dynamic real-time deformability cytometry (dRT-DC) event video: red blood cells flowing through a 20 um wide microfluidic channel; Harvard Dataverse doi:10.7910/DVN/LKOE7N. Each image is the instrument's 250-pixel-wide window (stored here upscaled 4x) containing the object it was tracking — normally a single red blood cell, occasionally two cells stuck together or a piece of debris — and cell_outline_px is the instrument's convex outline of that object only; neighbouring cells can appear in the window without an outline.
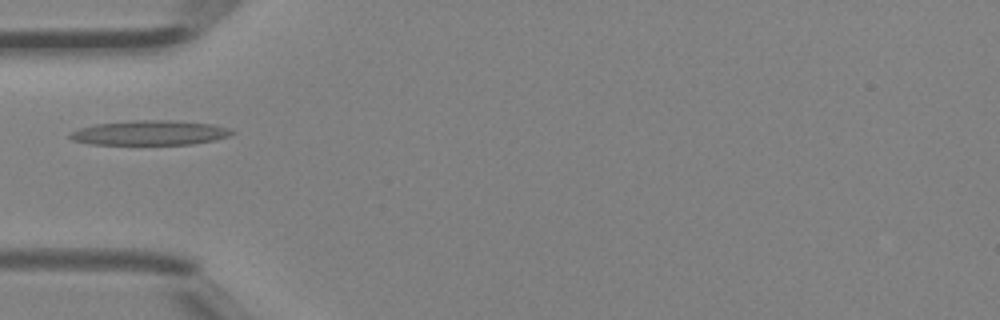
{"species": "Egyptian fruit bat (a non-hibernating species)", "species_latin": "Rousettus aegyptiacus", "temperature_condition": "room temperature", "stored_images_in_passage": 2, "camera_frame_rate_fps": 3000, "um_per_image_px": 0.085, "animal": {"sex": "female"}, "frame": {"image": 1, "passage_image": 2, "time_ms": 0.333, "image_size_px": [1000, 320], "cell_outline_px": [[236, 132], [228, 136], [216, 140], [192, 144], [88, 144], [72, 140], [68, 136], [72, 132], [80, 128], [96, 124], [132, 120], [168, 120], [212, 124], [228, 128]], "centroid_in_image_um": [12.74, 11.29], "position_along_channel_um": 72.3, "area_um2": 23.18}}